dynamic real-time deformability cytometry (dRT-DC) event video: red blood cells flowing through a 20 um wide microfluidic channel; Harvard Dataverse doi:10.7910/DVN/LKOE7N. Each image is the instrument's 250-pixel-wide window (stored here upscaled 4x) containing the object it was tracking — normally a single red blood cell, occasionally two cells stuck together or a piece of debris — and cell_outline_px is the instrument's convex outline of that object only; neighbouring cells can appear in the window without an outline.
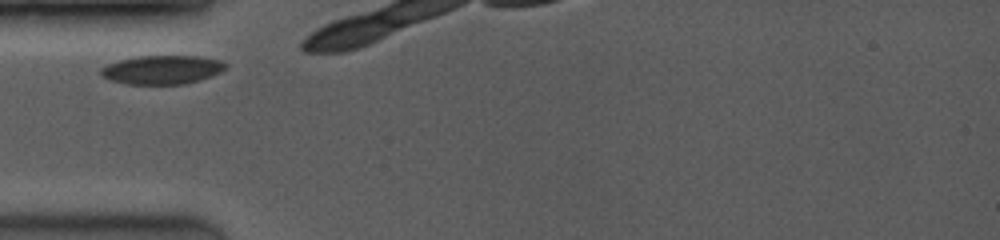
{"species": "common noctule bat (a hibernating species)", "species_latin": "Nyctalus noctula", "temperature_condition": "room temperature", "stored_images_in_passage": 11, "camera_frame_rate_fps": 3500, "um_per_image_px": 0.085, "animal": {"sex": "female", "body_mass_g": 19.0, "forearm_length_mm": 53.3}, "frame": {"image": 1, "passage_image": 1, "time_ms": 0.0, "image_size_px": [1000, 240], "cell_outline_px": [[228, 64], [220, 72], [212, 76], [184, 84], [128, 84], [108, 80], [100, 76], [100, 68], [108, 64], [120, 60], [136, 56], [196, 56], [224, 60]], "centroid_in_image_um": [13.77, 5.92], "position_along_channel_um": 71.2, "area_um2": 21.04}}